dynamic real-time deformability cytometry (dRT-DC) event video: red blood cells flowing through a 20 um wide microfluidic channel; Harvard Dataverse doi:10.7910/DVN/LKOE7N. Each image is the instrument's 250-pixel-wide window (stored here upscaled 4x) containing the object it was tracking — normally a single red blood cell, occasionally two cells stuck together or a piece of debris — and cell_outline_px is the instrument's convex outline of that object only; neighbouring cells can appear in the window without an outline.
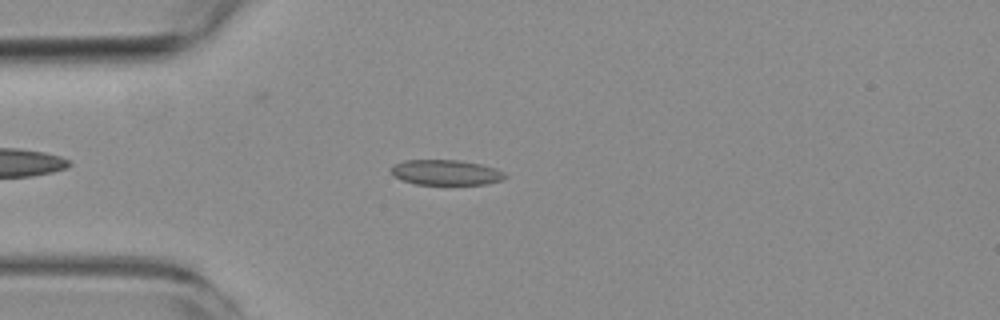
{"species": "common noctule bat (a hibernating species)", "species_latin": "Nyctalus noctula", "temperature_condition": "room temperature", "stored_images_in_passage": 4, "camera_frame_rate_fps": 3000, "um_per_image_px": 0.085, "animal": {"sex": "female", "body_mass_g": 19.3, "forearm_length_mm": 54.1}, "frame": {"image": 1, "passage_image": 4, "time_ms": 4.333, "image_size_px": [1000, 320], "cell_outline_px": [[508, 176], [500, 180], [488, 184], [416, 184], [392, 176], [388, 168], [392, 164], [404, 160], [460, 160], [480, 164], [496, 168], [504, 172]], "centroid_in_image_um": [37.86, 14.65], "position_along_channel_um": 47.1, "area_um2": 16.94}}